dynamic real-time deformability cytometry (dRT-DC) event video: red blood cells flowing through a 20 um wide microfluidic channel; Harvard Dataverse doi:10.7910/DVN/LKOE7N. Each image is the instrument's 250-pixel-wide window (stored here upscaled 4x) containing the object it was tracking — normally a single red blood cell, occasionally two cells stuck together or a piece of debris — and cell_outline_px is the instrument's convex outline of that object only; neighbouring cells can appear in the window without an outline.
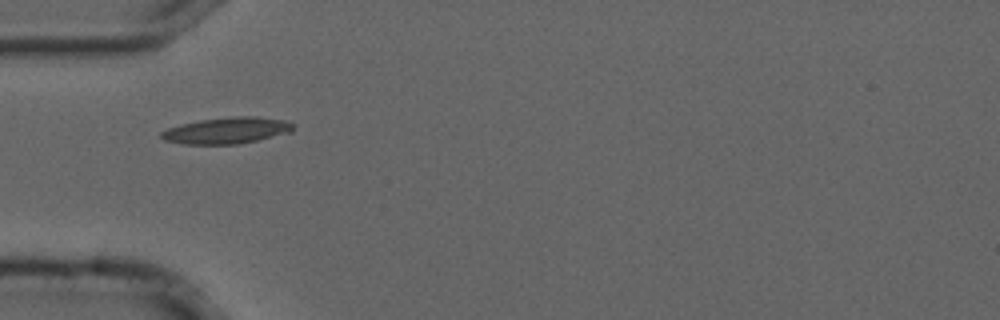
{"species": "common noctule bat (a hibernating species)", "species_latin": "Nyctalus noctula", "temperature_condition": "cold", "stored_images_in_passage": 31, "camera_frame_rate_fps": 3000, "um_per_image_px": 0.085, "animal": {"sex": "male", "forearm_length_mm": 52.5}, "frame": {"image": 1, "passage_image": 1, "time_ms": 0.0, "image_size_px": [1000, 320], "cell_outline_px": [[296, 124], [292, 132], [240, 144], [184, 144], [164, 140], [160, 136], [160, 132], [168, 128], [180, 124], [200, 120], [236, 116], [256, 116], [284, 120]], "centroid_in_image_um": [19.31, 11.09], "position_along_channel_um": 65.7, "area_um2": 20.35}}
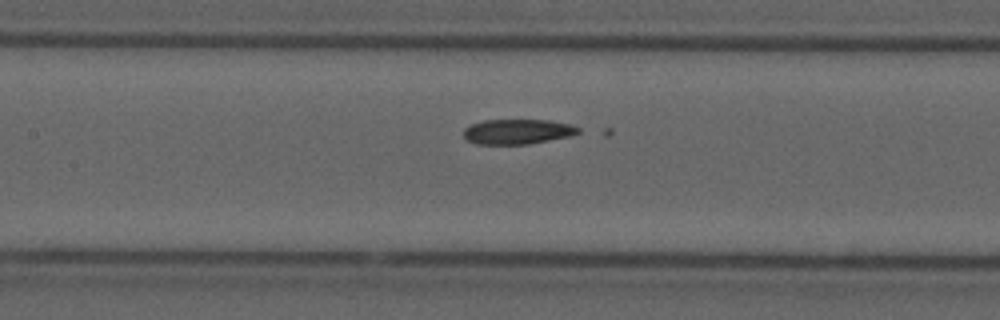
{"frame": {"image": 2, "passage_image": 9, "time_ms": 2.667, "image_size_px": [1000, 320], "cell_outline_px": [[580, 132], [568, 136], [528, 144], [476, 144], [468, 140], [464, 136], [464, 128], [468, 124], [484, 120], [548, 120], [568, 124], [580, 128]], "centroid_in_image_um": [43.93, 11.18], "position_along_channel_um": 163.5, "area_um2": 16.59}}
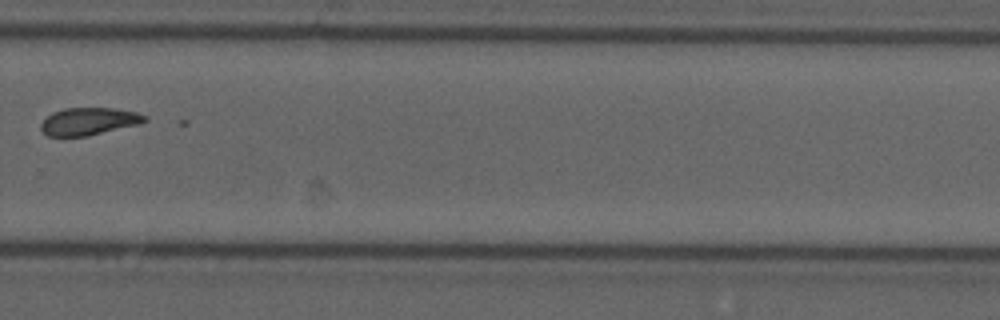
{"frame": {"image": 3, "passage_image": 22, "time_ms": 7.0, "image_size_px": [1000, 320], "cell_outline_px": [[148, 120], [140, 124], [88, 136], [48, 136], [40, 128], [40, 124], [52, 112], [64, 108], [112, 108], [136, 112], [148, 116]], "centroid_in_image_um": [7.58, 10.31], "position_along_channel_um": 322.2, "area_um2": 16.65}}